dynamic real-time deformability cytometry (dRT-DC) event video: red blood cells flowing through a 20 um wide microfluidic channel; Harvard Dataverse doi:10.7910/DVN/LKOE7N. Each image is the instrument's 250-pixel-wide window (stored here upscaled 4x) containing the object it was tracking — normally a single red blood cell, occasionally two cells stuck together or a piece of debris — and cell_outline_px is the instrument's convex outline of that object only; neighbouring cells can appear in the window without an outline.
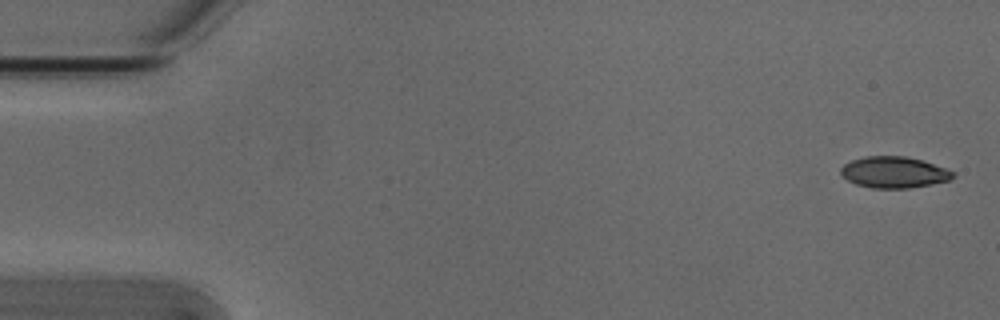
{"species": "Egyptian fruit bat (a non-hibernating species)", "species_latin": "Rousettus aegyptiacus", "temperature_condition": "cold", "stored_images_in_passage": 48, "camera_frame_rate_fps": 3000, "um_per_image_px": 0.085, "animal": {"sex": "male"}, "frame": {"image": 1, "passage_image": 1, "time_ms": 0.0, "image_size_px": [1000, 320], "cell_outline_px": [[956, 176], [948, 180], [932, 184], [908, 188], [872, 188], [856, 184], [848, 180], [840, 172], [840, 168], [844, 164], [852, 160], [864, 156], [904, 156], [924, 160], [956, 172]], "centroid_in_image_um": [76.01, 14.63], "position_along_channel_um": 9.0, "area_um2": 20.52}}
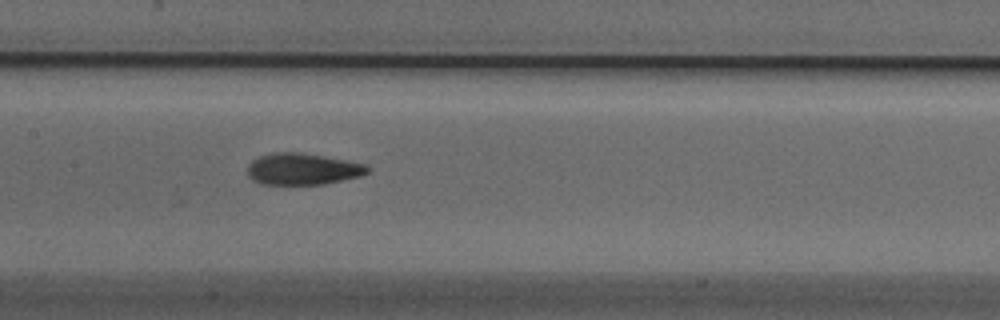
{"frame": {"image": 2, "passage_image": 25, "time_ms": 8.0, "image_size_px": [1000, 320], "cell_outline_px": [[372, 168], [368, 172], [360, 176], [324, 184], [260, 184], [252, 180], [248, 176], [248, 164], [252, 160], [260, 156], [272, 152], [300, 152], [324, 156], [364, 164]], "centroid_in_image_um": [25.7, 14.36], "position_along_channel_um": 181.7, "area_um2": 22.08}}
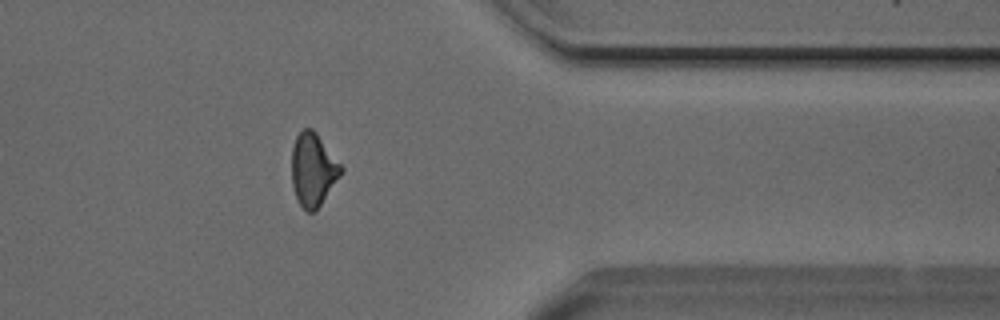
{"frame": {"image": 3, "passage_image": 42, "time_ms": 13.667, "image_size_px": [1000, 320], "cell_outline_px": [[344, 172], [320, 204], [312, 212], [308, 212], [300, 204], [296, 196], [292, 184], [292, 148], [296, 136], [304, 128], [312, 128], [316, 132], [344, 168]], "centroid_in_image_um": [26.62, 14.39], "position_along_channel_um": 384.8, "area_um2": 20.81}}